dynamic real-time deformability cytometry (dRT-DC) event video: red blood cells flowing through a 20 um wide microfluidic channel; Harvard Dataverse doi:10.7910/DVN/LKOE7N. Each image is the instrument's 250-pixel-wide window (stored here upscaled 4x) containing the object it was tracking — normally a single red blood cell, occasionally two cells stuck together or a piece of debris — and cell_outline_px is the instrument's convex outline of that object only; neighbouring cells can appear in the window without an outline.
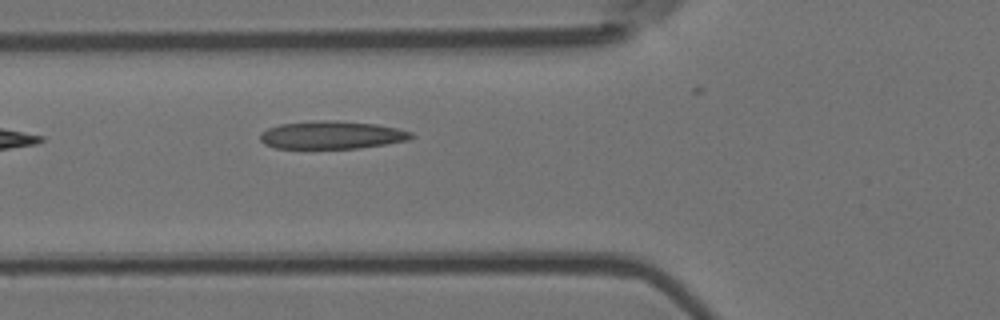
{"species": "Egyptian fruit bat (a non-hibernating species)", "species_latin": "Rousettus aegyptiacus", "temperature_condition": "room temperature", "stored_images_in_passage": 6, "camera_frame_rate_fps": 3000, "um_per_image_px": 0.085, "animal": {"sex": "female"}, "frame": {"image": 1, "passage_image": 6, "time_ms": 1.667, "image_size_px": [1000, 320], "cell_outline_px": [[416, 136], [408, 140], [360, 148], [276, 148], [264, 144], [260, 140], [260, 132], [268, 128], [280, 124], [324, 120], [336, 120], [376, 124], [396, 128], [412, 132]], "centroid_in_image_um": [28.2, 11.47], "position_along_channel_um": 97.6, "area_um2": 24.51}}